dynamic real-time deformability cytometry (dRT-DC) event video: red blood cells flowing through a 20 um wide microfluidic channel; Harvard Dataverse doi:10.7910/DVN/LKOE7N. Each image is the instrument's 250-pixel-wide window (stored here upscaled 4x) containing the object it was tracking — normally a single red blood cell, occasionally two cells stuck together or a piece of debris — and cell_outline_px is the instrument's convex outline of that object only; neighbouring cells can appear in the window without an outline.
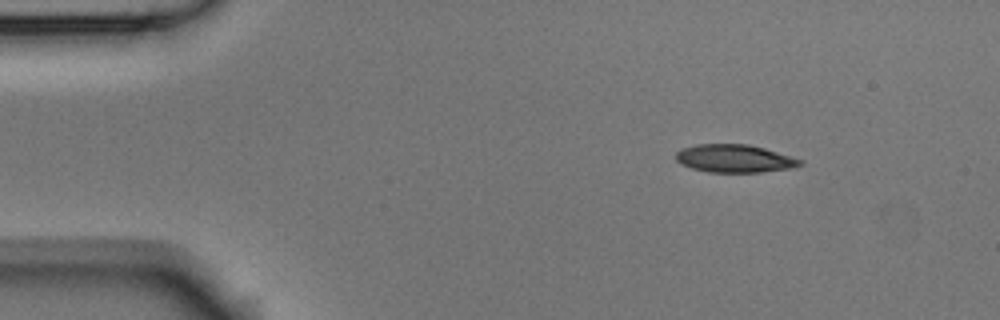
{"species": "Egyptian fruit bat (a non-hibernating species)", "species_latin": "Rousettus aegyptiacus", "temperature_condition": "room temperature", "stored_images_in_passage": 4, "camera_frame_rate_fps": 3000, "um_per_image_px": 0.085, "animal": {"sex": "male"}, "frame": {"image": 1, "passage_image": 1, "time_ms": 0.0, "image_size_px": [1000, 320], "cell_outline_px": [[804, 164], [796, 168], [760, 172], [708, 172], [692, 168], [680, 164], [676, 160], [676, 152], [680, 148], [696, 144], [748, 144], [764, 148], [804, 160]], "centroid_in_image_um": [62.45, 13.47], "position_along_channel_um": 22.5, "area_um2": 20.46}}
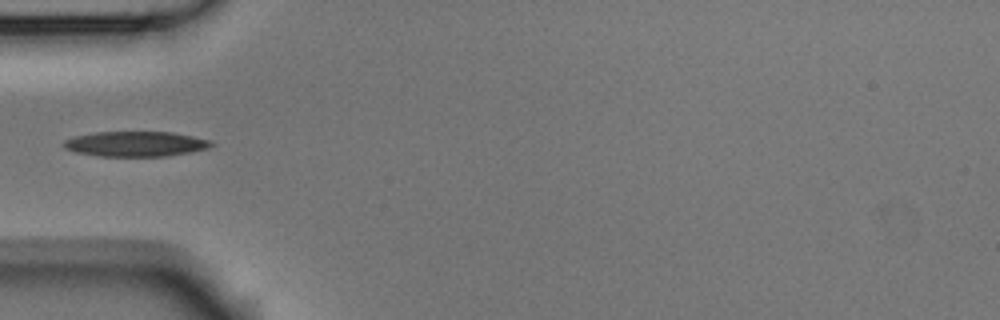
{"frame": {"image": 2, "passage_image": 4, "time_ms": 1.0, "image_size_px": [1000, 320], "cell_outline_px": [[216, 144], [208, 148], [192, 152], [168, 156], [100, 156], [76, 152], [64, 148], [64, 140], [76, 136], [96, 132], [172, 132], [212, 140]], "centroid_in_image_um": [11.59, 12.23], "position_along_channel_um": 73.4, "area_um2": 21.62}}